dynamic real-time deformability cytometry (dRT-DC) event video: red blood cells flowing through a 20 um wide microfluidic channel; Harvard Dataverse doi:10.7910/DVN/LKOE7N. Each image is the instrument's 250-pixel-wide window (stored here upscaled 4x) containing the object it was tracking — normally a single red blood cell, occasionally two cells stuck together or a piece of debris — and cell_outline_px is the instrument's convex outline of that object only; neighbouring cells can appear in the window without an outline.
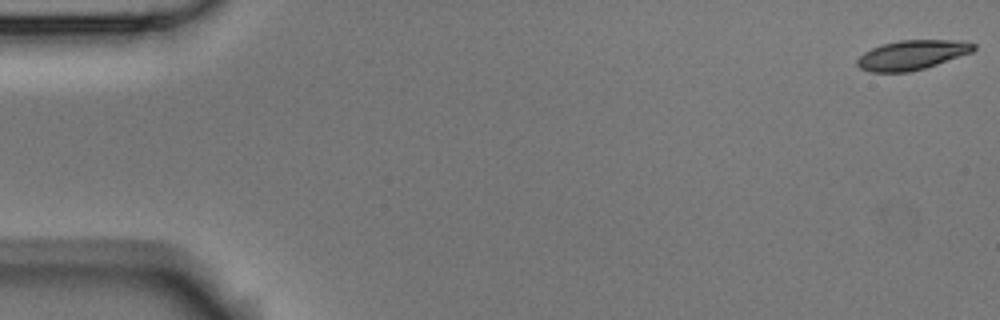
{"species": "Egyptian fruit bat (a non-hibernating species)", "species_latin": "Rousettus aegyptiacus", "temperature_condition": "room temperature", "stored_images_in_passage": 14, "camera_frame_rate_fps": 3000, "um_per_image_px": 0.085, "animal": {"sex": "male"}, "frame": {"image": 1, "passage_image": 1, "time_ms": 0.0, "image_size_px": [1000, 320], "cell_outline_px": [[976, 48], [972, 52], [924, 68], [908, 72], [872, 72], [860, 68], [856, 64], [856, 60], [864, 52], [872, 48], [884, 44], [900, 40], [960, 40], [976, 44]], "centroid_in_image_um": [77.52, 4.67], "position_along_channel_um": 7.5, "area_um2": 19.88}}